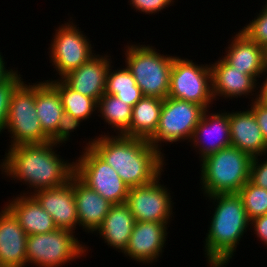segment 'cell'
I'll use <instances>...</instances> for the list:
<instances>
[{
    "label": "cell",
    "mask_w": 267,
    "mask_h": 267,
    "mask_svg": "<svg viewBox=\"0 0 267 267\" xmlns=\"http://www.w3.org/2000/svg\"><path fill=\"white\" fill-rule=\"evenodd\" d=\"M56 148L60 145L52 142L8 147L0 161L1 174L30 188L20 194L62 186L75 174V159H65Z\"/></svg>",
    "instance_id": "6da1fadb"
},
{
    "label": "cell",
    "mask_w": 267,
    "mask_h": 267,
    "mask_svg": "<svg viewBox=\"0 0 267 267\" xmlns=\"http://www.w3.org/2000/svg\"><path fill=\"white\" fill-rule=\"evenodd\" d=\"M86 142V143H85ZM101 159L109 164L129 187L152 183L163 174L166 157L153 147L148 140L123 135H96L83 140Z\"/></svg>",
    "instance_id": "7a4b0ae2"
},
{
    "label": "cell",
    "mask_w": 267,
    "mask_h": 267,
    "mask_svg": "<svg viewBox=\"0 0 267 267\" xmlns=\"http://www.w3.org/2000/svg\"><path fill=\"white\" fill-rule=\"evenodd\" d=\"M205 199L212 202L211 209L214 207L203 240L206 264L208 267H226L235 256L241 238L244 239L250 220L238 193L214 194L205 196Z\"/></svg>",
    "instance_id": "3957f363"
},
{
    "label": "cell",
    "mask_w": 267,
    "mask_h": 267,
    "mask_svg": "<svg viewBox=\"0 0 267 267\" xmlns=\"http://www.w3.org/2000/svg\"><path fill=\"white\" fill-rule=\"evenodd\" d=\"M252 157L229 146L200 161V190L204 196L238 193L250 179Z\"/></svg>",
    "instance_id": "277c9868"
},
{
    "label": "cell",
    "mask_w": 267,
    "mask_h": 267,
    "mask_svg": "<svg viewBox=\"0 0 267 267\" xmlns=\"http://www.w3.org/2000/svg\"><path fill=\"white\" fill-rule=\"evenodd\" d=\"M130 44V45H129ZM127 43L124 47V63L142 94L165 99L170 89V72L174 55H164L151 44Z\"/></svg>",
    "instance_id": "5b68a950"
},
{
    "label": "cell",
    "mask_w": 267,
    "mask_h": 267,
    "mask_svg": "<svg viewBox=\"0 0 267 267\" xmlns=\"http://www.w3.org/2000/svg\"><path fill=\"white\" fill-rule=\"evenodd\" d=\"M76 234L57 228L46 234L28 235L27 266L62 267L81 257L86 258L89 246L80 241Z\"/></svg>",
    "instance_id": "8992f818"
},
{
    "label": "cell",
    "mask_w": 267,
    "mask_h": 267,
    "mask_svg": "<svg viewBox=\"0 0 267 267\" xmlns=\"http://www.w3.org/2000/svg\"><path fill=\"white\" fill-rule=\"evenodd\" d=\"M7 129V130H6ZM11 138L7 147L19 144H44L50 138L43 132L36 113V82L24 80L12 93L5 123Z\"/></svg>",
    "instance_id": "52a82bcc"
},
{
    "label": "cell",
    "mask_w": 267,
    "mask_h": 267,
    "mask_svg": "<svg viewBox=\"0 0 267 267\" xmlns=\"http://www.w3.org/2000/svg\"><path fill=\"white\" fill-rule=\"evenodd\" d=\"M205 110L199 104L166 97L163 99L157 130L148 140L149 143L164 156V143L166 146L183 141L189 143Z\"/></svg>",
    "instance_id": "ba28073f"
},
{
    "label": "cell",
    "mask_w": 267,
    "mask_h": 267,
    "mask_svg": "<svg viewBox=\"0 0 267 267\" xmlns=\"http://www.w3.org/2000/svg\"><path fill=\"white\" fill-rule=\"evenodd\" d=\"M167 97L193 102L209 109L214 104L210 63L198 64L192 59L175 55Z\"/></svg>",
    "instance_id": "9c48e42d"
},
{
    "label": "cell",
    "mask_w": 267,
    "mask_h": 267,
    "mask_svg": "<svg viewBox=\"0 0 267 267\" xmlns=\"http://www.w3.org/2000/svg\"><path fill=\"white\" fill-rule=\"evenodd\" d=\"M67 21L54 29L47 52L50 57L49 63L54 66L58 79L79 68L96 54L92 41L77 27L72 17Z\"/></svg>",
    "instance_id": "30bf717a"
},
{
    "label": "cell",
    "mask_w": 267,
    "mask_h": 267,
    "mask_svg": "<svg viewBox=\"0 0 267 267\" xmlns=\"http://www.w3.org/2000/svg\"><path fill=\"white\" fill-rule=\"evenodd\" d=\"M75 159V175L85 185L112 204L126 202L129 187L91 148L83 149Z\"/></svg>",
    "instance_id": "8fae6325"
},
{
    "label": "cell",
    "mask_w": 267,
    "mask_h": 267,
    "mask_svg": "<svg viewBox=\"0 0 267 267\" xmlns=\"http://www.w3.org/2000/svg\"><path fill=\"white\" fill-rule=\"evenodd\" d=\"M161 178L162 174L148 185L129 188L125 203L136 221L159 223H171L173 221V214H175L173 212L175 204L172 200L173 193L167 185L164 186Z\"/></svg>",
    "instance_id": "7c38bea8"
},
{
    "label": "cell",
    "mask_w": 267,
    "mask_h": 267,
    "mask_svg": "<svg viewBox=\"0 0 267 267\" xmlns=\"http://www.w3.org/2000/svg\"><path fill=\"white\" fill-rule=\"evenodd\" d=\"M168 225V226H167ZM170 223L136 221L125 251L129 257L140 265H152L162 257L169 237ZM165 247V248H164Z\"/></svg>",
    "instance_id": "4fadbf2b"
},
{
    "label": "cell",
    "mask_w": 267,
    "mask_h": 267,
    "mask_svg": "<svg viewBox=\"0 0 267 267\" xmlns=\"http://www.w3.org/2000/svg\"><path fill=\"white\" fill-rule=\"evenodd\" d=\"M206 109L190 140L199 162L220 149L231 146L229 110ZM212 112V113H211Z\"/></svg>",
    "instance_id": "5bb4252c"
},
{
    "label": "cell",
    "mask_w": 267,
    "mask_h": 267,
    "mask_svg": "<svg viewBox=\"0 0 267 267\" xmlns=\"http://www.w3.org/2000/svg\"><path fill=\"white\" fill-rule=\"evenodd\" d=\"M211 63L214 101L219 100V97L233 100L251 96L249 102L257 99L259 82L254 77L231 67L222 57Z\"/></svg>",
    "instance_id": "9a60e30c"
},
{
    "label": "cell",
    "mask_w": 267,
    "mask_h": 267,
    "mask_svg": "<svg viewBox=\"0 0 267 267\" xmlns=\"http://www.w3.org/2000/svg\"><path fill=\"white\" fill-rule=\"evenodd\" d=\"M234 34L221 57L231 67L254 77L259 82V78L267 70V50L252 41L242 30Z\"/></svg>",
    "instance_id": "2e32d148"
},
{
    "label": "cell",
    "mask_w": 267,
    "mask_h": 267,
    "mask_svg": "<svg viewBox=\"0 0 267 267\" xmlns=\"http://www.w3.org/2000/svg\"><path fill=\"white\" fill-rule=\"evenodd\" d=\"M98 52L62 80L73 90L93 98L96 102L105 94L107 74L113 62L110 54ZM110 57V58H109Z\"/></svg>",
    "instance_id": "e0dca14e"
},
{
    "label": "cell",
    "mask_w": 267,
    "mask_h": 267,
    "mask_svg": "<svg viewBox=\"0 0 267 267\" xmlns=\"http://www.w3.org/2000/svg\"><path fill=\"white\" fill-rule=\"evenodd\" d=\"M31 195L50 214L58 229L76 232L79 222L71 179L62 186L39 190Z\"/></svg>",
    "instance_id": "ac0fdd59"
},
{
    "label": "cell",
    "mask_w": 267,
    "mask_h": 267,
    "mask_svg": "<svg viewBox=\"0 0 267 267\" xmlns=\"http://www.w3.org/2000/svg\"><path fill=\"white\" fill-rule=\"evenodd\" d=\"M0 209V267H27V234L4 205Z\"/></svg>",
    "instance_id": "d6986e66"
},
{
    "label": "cell",
    "mask_w": 267,
    "mask_h": 267,
    "mask_svg": "<svg viewBox=\"0 0 267 267\" xmlns=\"http://www.w3.org/2000/svg\"><path fill=\"white\" fill-rule=\"evenodd\" d=\"M71 185L76 201L79 226L86 233L95 234L112 206L108 200L85 185L75 174Z\"/></svg>",
    "instance_id": "ffe728a7"
},
{
    "label": "cell",
    "mask_w": 267,
    "mask_h": 267,
    "mask_svg": "<svg viewBox=\"0 0 267 267\" xmlns=\"http://www.w3.org/2000/svg\"><path fill=\"white\" fill-rule=\"evenodd\" d=\"M246 108L229 111L231 146L253 158L267 153V144L252 110Z\"/></svg>",
    "instance_id": "44dd1931"
},
{
    "label": "cell",
    "mask_w": 267,
    "mask_h": 267,
    "mask_svg": "<svg viewBox=\"0 0 267 267\" xmlns=\"http://www.w3.org/2000/svg\"><path fill=\"white\" fill-rule=\"evenodd\" d=\"M3 205L13 213L27 235L46 234L57 229L50 214L32 195H13Z\"/></svg>",
    "instance_id": "7402d4cb"
},
{
    "label": "cell",
    "mask_w": 267,
    "mask_h": 267,
    "mask_svg": "<svg viewBox=\"0 0 267 267\" xmlns=\"http://www.w3.org/2000/svg\"><path fill=\"white\" fill-rule=\"evenodd\" d=\"M135 218L126 203L112 204L102 226L95 232L107 246L123 253L127 247Z\"/></svg>",
    "instance_id": "603a6c76"
},
{
    "label": "cell",
    "mask_w": 267,
    "mask_h": 267,
    "mask_svg": "<svg viewBox=\"0 0 267 267\" xmlns=\"http://www.w3.org/2000/svg\"><path fill=\"white\" fill-rule=\"evenodd\" d=\"M163 99L143 96L132 108L129 129L123 136L149 140L156 132Z\"/></svg>",
    "instance_id": "cb8c5ba5"
},
{
    "label": "cell",
    "mask_w": 267,
    "mask_h": 267,
    "mask_svg": "<svg viewBox=\"0 0 267 267\" xmlns=\"http://www.w3.org/2000/svg\"><path fill=\"white\" fill-rule=\"evenodd\" d=\"M58 91L48 81L36 82V113L43 132L51 138L57 130L64 113Z\"/></svg>",
    "instance_id": "d4e9b609"
},
{
    "label": "cell",
    "mask_w": 267,
    "mask_h": 267,
    "mask_svg": "<svg viewBox=\"0 0 267 267\" xmlns=\"http://www.w3.org/2000/svg\"><path fill=\"white\" fill-rule=\"evenodd\" d=\"M132 108L118 97L105 93L97 102V113L99 114L96 116L101 117L111 131L101 132L102 135H110L112 131V135L114 132L116 135H123L129 129Z\"/></svg>",
    "instance_id": "484cf974"
},
{
    "label": "cell",
    "mask_w": 267,
    "mask_h": 267,
    "mask_svg": "<svg viewBox=\"0 0 267 267\" xmlns=\"http://www.w3.org/2000/svg\"><path fill=\"white\" fill-rule=\"evenodd\" d=\"M48 81L59 93L64 111L81 121H89L92 115L97 114V102L86 95H82L70 88L62 79L51 78Z\"/></svg>",
    "instance_id": "4316f807"
},
{
    "label": "cell",
    "mask_w": 267,
    "mask_h": 267,
    "mask_svg": "<svg viewBox=\"0 0 267 267\" xmlns=\"http://www.w3.org/2000/svg\"><path fill=\"white\" fill-rule=\"evenodd\" d=\"M120 67L115 69L113 62L111 63L107 74L105 93L114 95L133 107L144 95L129 69L126 66Z\"/></svg>",
    "instance_id": "83f0119b"
},
{
    "label": "cell",
    "mask_w": 267,
    "mask_h": 267,
    "mask_svg": "<svg viewBox=\"0 0 267 267\" xmlns=\"http://www.w3.org/2000/svg\"><path fill=\"white\" fill-rule=\"evenodd\" d=\"M246 215L249 220L267 214V190L256 186L250 180L240 189Z\"/></svg>",
    "instance_id": "f1b7e54d"
},
{
    "label": "cell",
    "mask_w": 267,
    "mask_h": 267,
    "mask_svg": "<svg viewBox=\"0 0 267 267\" xmlns=\"http://www.w3.org/2000/svg\"><path fill=\"white\" fill-rule=\"evenodd\" d=\"M17 69L0 83V136L5 130L12 93L24 81Z\"/></svg>",
    "instance_id": "f546056e"
},
{
    "label": "cell",
    "mask_w": 267,
    "mask_h": 267,
    "mask_svg": "<svg viewBox=\"0 0 267 267\" xmlns=\"http://www.w3.org/2000/svg\"><path fill=\"white\" fill-rule=\"evenodd\" d=\"M249 23L247 22L240 30H242L252 41L263 46L267 50V2L255 13Z\"/></svg>",
    "instance_id": "4dcf8cb0"
},
{
    "label": "cell",
    "mask_w": 267,
    "mask_h": 267,
    "mask_svg": "<svg viewBox=\"0 0 267 267\" xmlns=\"http://www.w3.org/2000/svg\"><path fill=\"white\" fill-rule=\"evenodd\" d=\"M82 122L80 119H76L71 114L64 112L58 122L56 133L50 138V142L65 146L66 142L70 141L72 132L78 130Z\"/></svg>",
    "instance_id": "1f68e13d"
},
{
    "label": "cell",
    "mask_w": 267,
    "mask_h": 267,
    "mask_svg": "<svg viewBox=\"0 0 267 267\" xmlns=\"http://www.w3.org/2000/svg\"><path fill=\"white\" fill-rule=\"evenodd\" d=\"M176 0H128L131 9L135 12L147 15H155L156 13L166 10V8L173 6ZM173 4V5H172Z\"/></svg>",
    "instance_id": "d6a6232c"
},
{
    "label": "cell",
    "mask_w": 267,
    "mask_h": 267,
    "mask_svg": "<svg viewBox=\"0 0 267 267\" xmlns=\"http://www.w3.org/2000/svg\"><path fill=\"white\" fill-rule=\"evenodd\" d=\"M249 180L256 186L267 190V153L252 158Z\"/></svg>",
    "instance_id": "836d02e7"
},
{
    "label": "cell",
    "mask_w": 267,
    "mask_h": 267,
    "mask_svg": "<svg viewBox=\"0 0 267 267\" xmlns=\"http://www.w3.org/2000/svg\"><path fill=\"white\" fill-rule=\"evenodd\" d=\"M247 106L252 110L262 131L265 143L267 144V108L261 105L257 100L250 102Z\"/></svg>",
    "instance_id": "e575fe53"
},
{
    "label": "cell",
    "mask_w": 267,
    "mask_h": 267,
    "mask_svg": "<svg viewBox=\"0 0 267 267\" xmlns=\"http://www.w3.org/2000/svg\"><path fill=\"white\" fill-rule=\"evenodd\" d=\"M249 230H253L255 237L261 241L267 249V214L250 220Z\"/></svg>",
    "instance_id": "d590c367"
},
{
    "label": "cell",
    "mask_w": 267,
    "mask_h": 267,
    "mask_svg": "<svg viewBox=\"0 0 267 267\" xmlns=\"http://www.w3.org/2000/svg\"><path fill=\"white\" fill-rule=\"evenodd\" d=\"M265 76V77H264ZM263 79V82H261L262 80L259 81V85H258V96H257V101L263 105L264 107L267 108V70L266 72L263 74V77H261Z\"/></svg>",
    "instance_id": "8d00e7d4"
},
{
    "label": "cell",
    "mask_w": 267,
    "mask_h": 267,
    "mask_svg": "<svg viewBox=\"0 0 267 267\" xmlns=\"http://www.w3.org/2000/svg\"><path fill=\"white\" fill-rule=\"evenodd\" d=\"M4 58L6 57L0 52V83L7 79L16 70V68L11 67L10 69V67H7V62H5L6 60Z\"/></svg>",
    "instance_id": "74e56055"
}]
</instances>
